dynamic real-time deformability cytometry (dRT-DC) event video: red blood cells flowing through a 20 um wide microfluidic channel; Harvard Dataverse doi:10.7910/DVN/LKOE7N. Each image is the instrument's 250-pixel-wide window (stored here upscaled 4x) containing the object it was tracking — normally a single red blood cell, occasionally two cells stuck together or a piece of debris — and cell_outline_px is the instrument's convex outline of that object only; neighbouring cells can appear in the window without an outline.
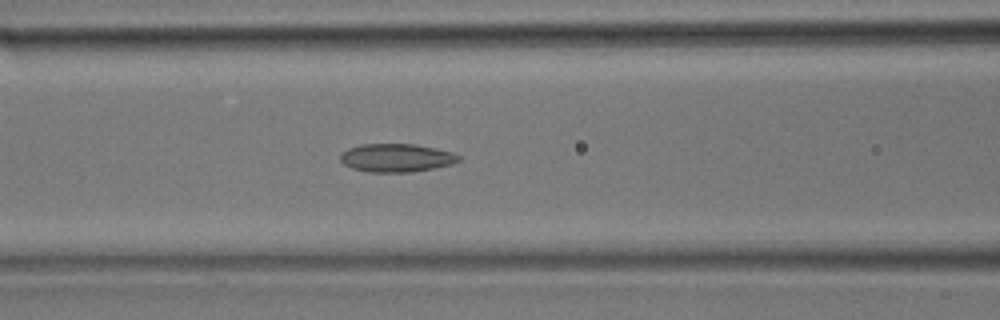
{"species": "common noctule bat (a hibernating species)", "species_latin": "Nyctalus noctula", "temperature_condition": "room temperature", "stored_images_in_passage": 32, "camera_frame_rate_fps": 3000, "um_per_image_px": 0.085, "animal": {"sex": "male", "body_mass_g": 17.9}, "frame": {"image": 1, "passage_image": 13, "time_ms": 4.0, "image_size_px": [1000, 320], "cell_outline_px": [[460, 160], [452, 164], [412, 172], [368, 172], [352, 168], [344, 164], [340, 160], [340, 152], [348, 148], [360, 144], [412, 144], [452, 152], [460, 156]], "centroid_in_image_um": [33.64, 13.42], "position_along_channel_um": 133.0, "area_um2": 19.42}}
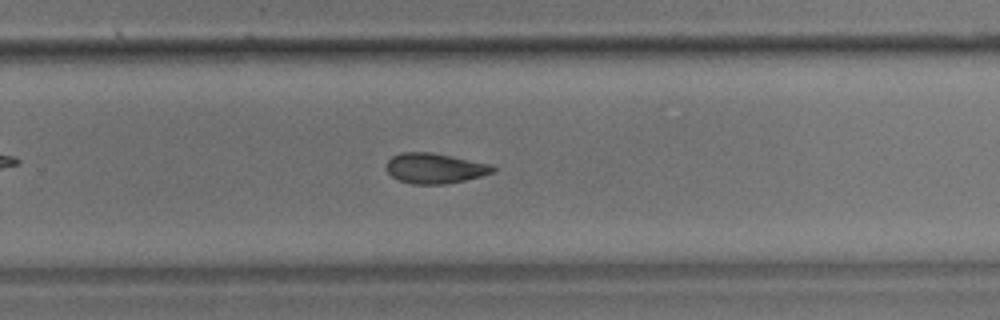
{"frame": {"image": 2, "passage_image": 21, "time_ms": 6.667, "image_size_px": [1000, 320], "cell_outline_px": [[496, 168], [492, 172], [480, 176], [464, 180], [444, 184], [412, 184], [400, 180], [392, 176], [384, 168], [384, 164], [392, 156], [400, 152], [432, 152], [492, 164]], "centroid_in_image_um": [36.92, 14.29], "position_along_channel_um": 292.9, "area_um2": 18.84}}
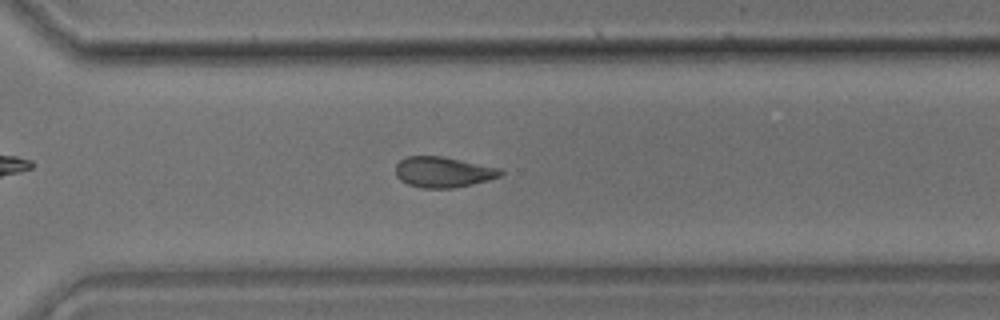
{"frame": {"image": 3, "passage_image": 23, "time_ms": 7.333, "image_size_px": [1000, 320], "cell_outline_px": [[504, 172], [500, 176], [488, 180], [472, 184], [452, 188], [424, 188], [408, 184], [400, 180], [396, 176], [396, 164], [404, 156], [440, 156], [500, 168]], "centroid_in_image_um": [37.64, 14.62], "position_along_channel_um": 333.0, "area_um2": 18.61}}